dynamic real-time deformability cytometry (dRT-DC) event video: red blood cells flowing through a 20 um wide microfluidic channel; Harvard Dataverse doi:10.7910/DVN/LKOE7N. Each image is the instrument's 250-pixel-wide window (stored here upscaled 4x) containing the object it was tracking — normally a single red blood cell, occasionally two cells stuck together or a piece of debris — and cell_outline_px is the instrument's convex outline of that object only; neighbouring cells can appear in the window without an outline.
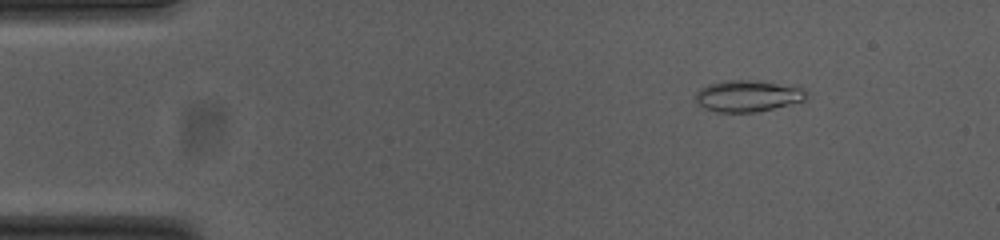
{"species": "common noctule bat (a hibernating species)", "species_latin": "Nyctalus noctula", "temperature_condition": "cold", "stored_images_in_passage": 14, "camera_frame_rate_fps": 3000, "um_per_image_px": 0.085, "animal": {"sex": "female", "body_mass_g": 23.0, "forearm_length_mm": 53.4}, "frame": {"image": 1, "passage_image": 7, "time_ms": 2.0, "image_size_px": [1000, 240], "cell_outline_px": [[808, 100], [756, 112], [716, 112], [704, 108], [696, 100], [696, 92], [700, 88], [708, 84], [724, 80], [748, 80], [796, 84], [804, 88], [808, 92]], "centroid_in_image_um": [63.65, 8.13], "position_along_channel_um": 21.3, "area_um2": 20.81}}